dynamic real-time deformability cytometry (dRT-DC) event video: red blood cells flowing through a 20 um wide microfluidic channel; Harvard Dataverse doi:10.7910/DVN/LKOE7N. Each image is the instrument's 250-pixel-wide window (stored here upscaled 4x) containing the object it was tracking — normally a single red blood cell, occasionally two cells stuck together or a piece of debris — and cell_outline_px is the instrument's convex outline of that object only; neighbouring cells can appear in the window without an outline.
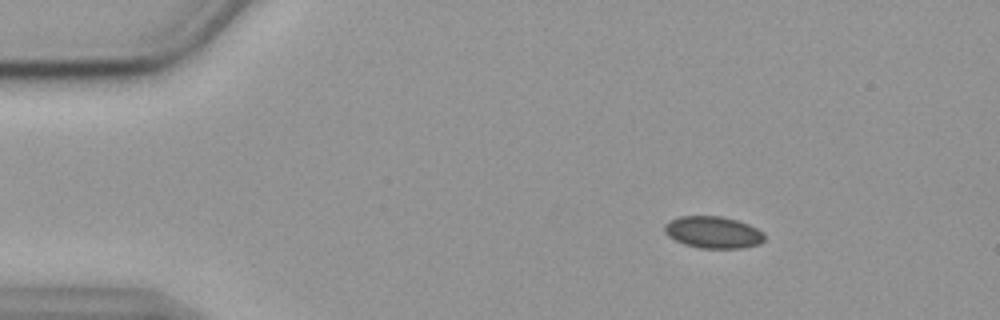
{"species": "common noctule bat (a hibernating species)", "species_latin": "Nyctalus noctula", "temperature_condition": "cold", "stored_images_in_passage": 56, "camera_frame_rate_fps": 3000, "um_per_image_px": 0.085, "animal": {"sex": "female", "body_mass_g": 19.9}, "frame": {"image": 1, "passage_image": 8, "time_ms": 2.333, "image_size_px": [1000, 320], "cell_outline_px": [[764, 240], [760, 244], [744, 248], [700, 248], [684, 244], [668, 236], [664, 232], [664, 224], [680, 216], [720, 216], [736, 220], [748, 224], [764, 232]], "centroid_in_image_um": [60.63, 19.75], "position_along_channel_um": 24.4, "area_um2": 18.55}}
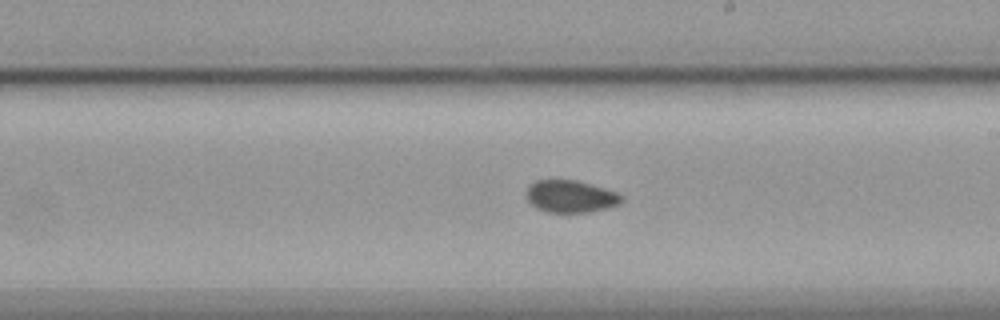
{"frame": {"image": 2, "passage_image": 32, "time_ms": 10.333, "image_size_px": [1000, 320], "cell_outline_px": [[624, 200], [620, 204], [608, 208], [588, 212], [544, 212], [536, 208], [528, 200], [528, 184], [536, 180], [576, 180], [592, 184], [616, 192], [624, 196]], "centroid_in_image_um": [48.53, 16.69], "position_along_channel_um": 240.5, "area_um2": 17.98}}
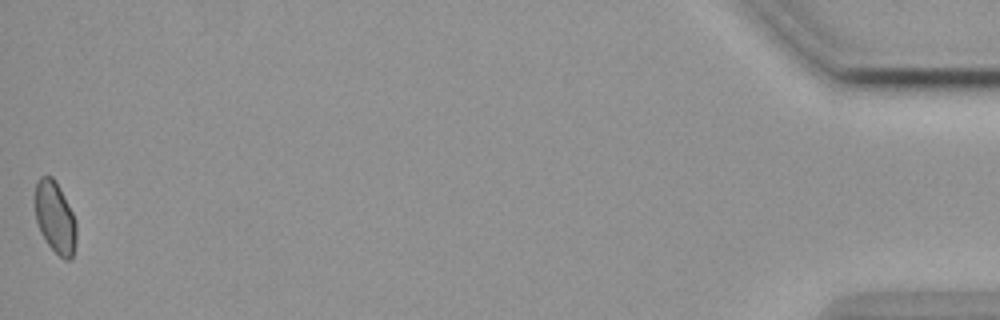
{"frame": {"image": 3, "passage_image": 56, "time_ms": 18.333, "image_size_px": [1000, 320], "cell_outline_px": [[76, 240], [72, 260], [64, 260], [48, 244], [40, 232], [36, 220], [32, 200], [36, 180], [40, 176], [52, 176], [72, 212], [76, 220]], "centroid_in_image_um": [4.64, 18.47], "position_along_channel_um": 430.6, "area_um2": 17.57}, "authors_computed_cell_mechanics": {"area_um2": 18.2359, "velocity_mm_per_s": 3.559, "shape_relaxation_time_tau1_ms": null, "shape_relaxation_time_tau2_ms": 6.8032, "deformation_change_tau1": null, "deformation_change_tau2": 0.0789}}